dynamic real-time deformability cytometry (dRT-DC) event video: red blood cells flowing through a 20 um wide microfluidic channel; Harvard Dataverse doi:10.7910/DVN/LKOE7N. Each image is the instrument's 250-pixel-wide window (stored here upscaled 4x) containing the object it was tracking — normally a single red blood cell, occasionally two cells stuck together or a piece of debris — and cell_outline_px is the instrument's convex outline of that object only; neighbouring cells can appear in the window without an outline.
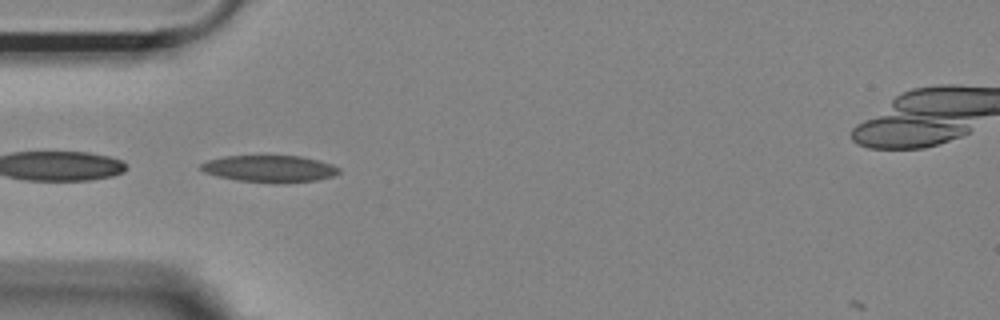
{"species": "Egyptian fruit bat (a non-hibernating species)", "species_latin": "Rousettus aegyptiacus", "temperature_condition": "room temperature", "stored_images_in_passage": 49, "camera_frame_rate_fps": 3000, "um_per_image_px": 0.085, "animal": {"sex": "female"}, "frame": {"image": 1, "passage_image": 15, "time_ms": 4.667, "image_size_px": [1000, 320], "cell_outline_px": [[340, 172], [332, 176], [316, 180], [276, 184], [272, 184], [236, 180], [216, 176], [204, 172], [200, 168], [200, 164], [208, 160], [224, 156], [300, 156], [320, 160], [332, 164], [340, 168]], "centroid_in_image_um": [22.92, 14.35], "position_along_channel_um": 62.1, "area_um2": 21.85}}
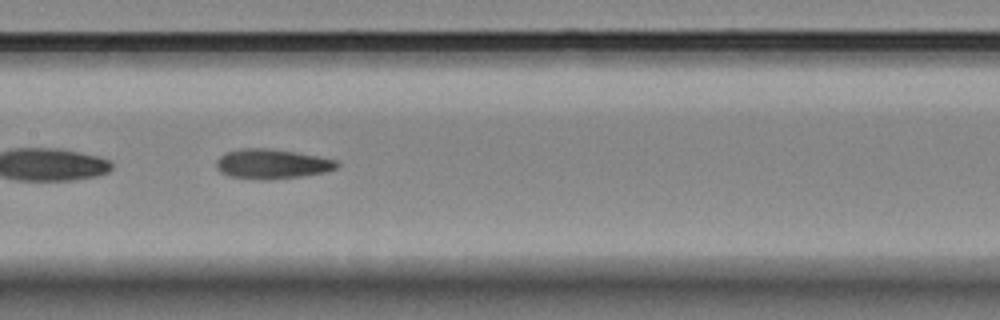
{"frame": {"image": 2, "passage_image": 25, "time_ms": 8.0, "image_size_px": [1000, 320], "cell_outline_px": [[340, 164], [336, 168], [328, 172], [304, 176], [272, 180], [260, 180], [232, 176], [220, 172], [216, 168], [216, 160], [220, 156], [228, 152], [244, 148], [268, 148], [296, 152], [336, 160]], "centroid_in_image_um": [23.14, 13.95], "position_along_channel_um": 184.3, "area_um2": 20.98}}
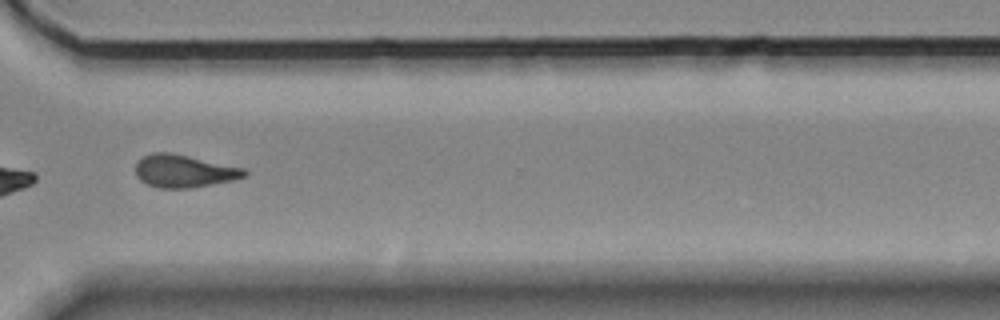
{"frame": {"image": 3, "passage_image": 39, "time_ms": 12.667, "image_size_px": [1000, 320], "cell_outline_px": [[248, 176], [236, 180], [192, 188], [160, 188], [148, 184], [140, 180], [136, 176], [136, 164], [144, 156], [152, 152], [172, 152], [244, 168], [248, 172]], "centroid_in_image_um": [15.68, 14.54], "position_along_channel_um": 354.9, "area_um2": 20.92}, "authors_computed_cell_mechanics": {"area_um2": 20.9236, "velocity_mm_per_s": 3.6705, "shape_relaxation_time_tau1_ms": 6.8404, "shape_relaxation_time_tau2_ms": 3.8457, "deformation_change_tau1": 0.1785, "deformation_change_tau2": 0.1223}}